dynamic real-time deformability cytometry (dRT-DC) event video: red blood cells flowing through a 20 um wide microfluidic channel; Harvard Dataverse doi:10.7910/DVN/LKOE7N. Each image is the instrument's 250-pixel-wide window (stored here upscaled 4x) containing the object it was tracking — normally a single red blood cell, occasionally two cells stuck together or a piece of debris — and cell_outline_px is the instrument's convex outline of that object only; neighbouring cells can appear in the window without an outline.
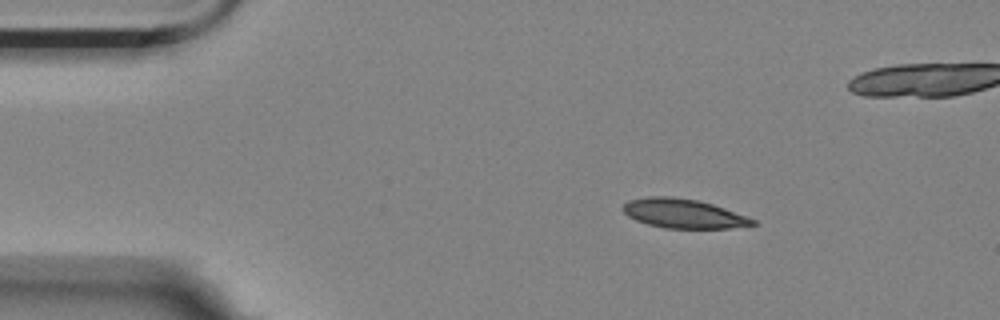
{"species": "Egyptian fruit bat (a non-hibernating species)", "species_latin": "Rousettus aegyptiacus", "temperature_condition": "room temperature", "stored_images_in_passage": 5, "camera_frame_rate_fps": 3000, "um_per_image_px": 0.085, "animal": {"sex": "female"}, "frame": {"image": 1, "passage_image": 2, "time_ms": 0.333, "image_size_px": [1000, 320], "cell_outline_px": [[756, 224], [728, 228], [664, 228], [648, 224], [636, 220], [628, 216], [620, 208], [628, 200], [648, 196], [672, 196], [696, 200], [712, 204], [748, 216], [756, 220]], "centroid_in_image_um": [58.06, 18.14], "position_along_channel_um": 26.9, "area_um2": 22.08}}